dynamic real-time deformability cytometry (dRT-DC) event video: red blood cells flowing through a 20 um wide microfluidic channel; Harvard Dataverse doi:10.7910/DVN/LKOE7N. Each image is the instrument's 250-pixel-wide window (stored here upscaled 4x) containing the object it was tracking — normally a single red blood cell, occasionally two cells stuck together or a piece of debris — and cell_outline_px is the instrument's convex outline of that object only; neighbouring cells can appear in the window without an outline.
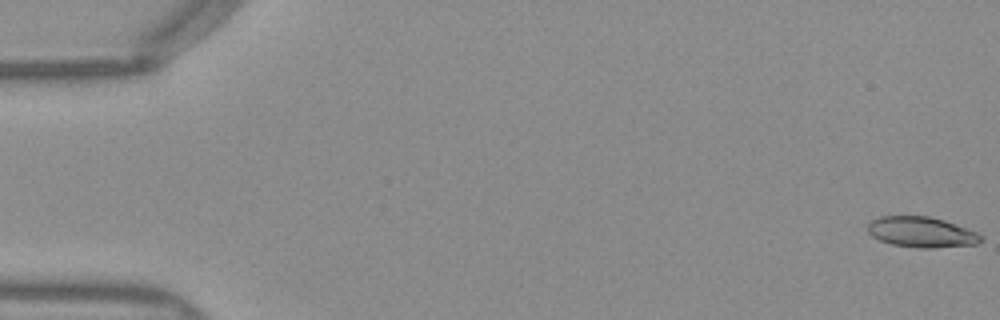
{"species": "Egyptian fruit bat (a non-hibernating species)", "species_latin": "Rousettus aegyptiacus", "temperature_condition": "warm", "stored_images_in_passage": 52, "segment_of_instrument_passage": [1, 2], "camera_frame_rate_fps": 3000, "um_per_image_px": 0.085, "frame": {"image": 1, "passage_image": 1, "time_ms": 0.0, "image_size_px": [1000, 320], "cell_outline_px": [[984, 240], [976, 244], [936, 248], [920, 248], [892, 244], [880, 240], [872, 236], [868, 232], [868, 224], [872, 220], [880, 216], [928, 216], [944, 220], [980, 232], [984, 236]], "centroid_in_image_um": [78.39, 19.73], "position_along_channel_um": 6.6, "area_um2": 20.35}}
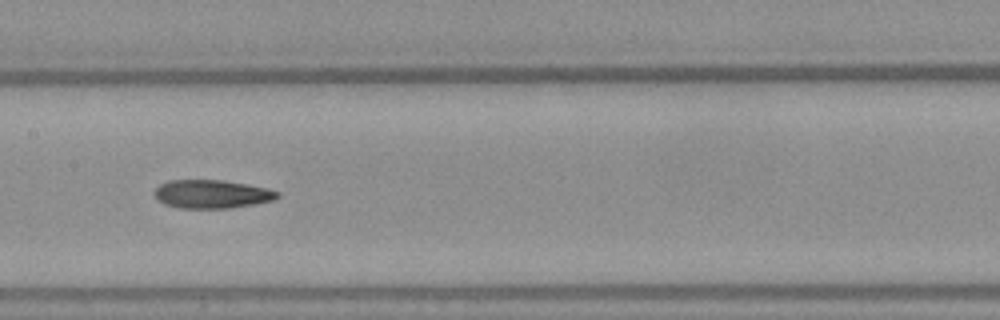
{"frame": {"image": 2, "passage_image": 26, "time_ms": 8.333, "image_size_px": [1000, 320], "cell_outline_px": [[280, 196], [272, 200], [256, 204], [232, 208], [180, 208], [164, 204], [156, 196], [156, 188], [160, 184], [168, 180], [224, 180], [248, 184], [268, 188], [280, 192]], "centroid_in_image_um": [18.06, 16.49], "position_along_channel_um": 189.3, "area_um2": 20.4}}
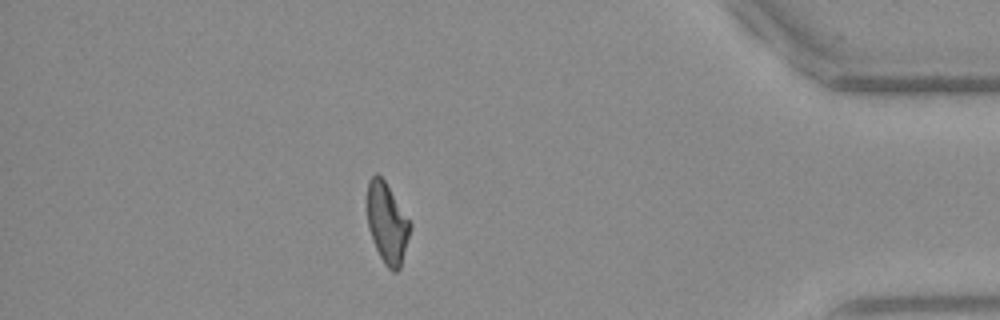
{"frame": {"image": 3, "passage_image": 45, "time_ms": 14.667, "image_size_px": [1000, 320], "cell_outline_px": [[412, 228], [400, 268], [396, 272], [392, 272], [384, 264], [372, 240], [368, 228], [368, 180], [376, 172], [384, 180], [412, 224]], "centroid_in_image_um": [32.92, 19.0], "position_along_channel_um": 402.3, "area_um2": 20.06}}